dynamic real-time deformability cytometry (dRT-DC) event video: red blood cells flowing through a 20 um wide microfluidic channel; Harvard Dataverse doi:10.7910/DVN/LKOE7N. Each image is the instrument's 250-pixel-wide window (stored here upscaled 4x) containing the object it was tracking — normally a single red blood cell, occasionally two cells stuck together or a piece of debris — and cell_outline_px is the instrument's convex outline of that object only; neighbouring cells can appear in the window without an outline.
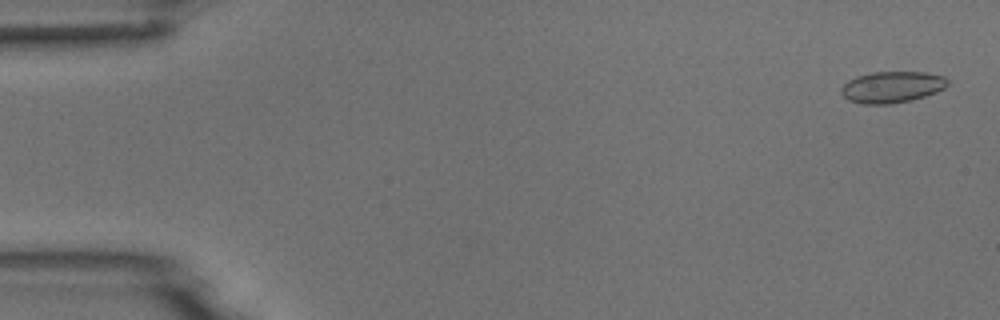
{"species": "common noctule bat (a hibernating species)", "species_latin": "Nyctalus noctula", "temperature_condition": "room temperature", "stored_images_in_passage": 5, "camera_frame_rate_fps": 3000, "um_per_image_px": 0.085, "animal": {"sex": "male", "body_mass_g": 18.8}, "frame": {"image": 1, "passage_image": 1, "time_ms": 0.0, "image_size_px": [1000, 320], "cell_outline_px": [[948, 84], [944, 88], [936, 92], [912, 100], [892, 104], [864, 104], [848, 100], [840, 92], [840, 88], [848, 80], [856, 76], [872, 72], [924, 72], [944, 76], [948, 80]], "centroid_in_image_um": [75.8, 7.4], "position_along_channel_um": 9.2, "area_um2": 19.54}}
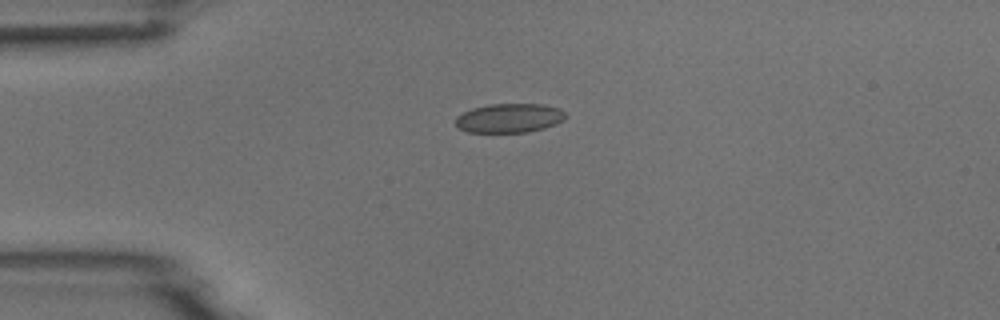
{"frame": {"image": 2, "passage_image": 4, "time_ms": 3.667, "image_size_px": [1000, 320], "cell_outline_px": [[568, 116], [564, 120], [556, 124], [544, 128], [528, 132], [468, 132], [460, 128], [456, 124], [456, 116], [472, 108], [488, 104], [544, 104], [560, 108]], "centroid_in_image_um": [43.33, 10.03], "position_along_channel_um": 41.7, "area_um2": 18.79}}